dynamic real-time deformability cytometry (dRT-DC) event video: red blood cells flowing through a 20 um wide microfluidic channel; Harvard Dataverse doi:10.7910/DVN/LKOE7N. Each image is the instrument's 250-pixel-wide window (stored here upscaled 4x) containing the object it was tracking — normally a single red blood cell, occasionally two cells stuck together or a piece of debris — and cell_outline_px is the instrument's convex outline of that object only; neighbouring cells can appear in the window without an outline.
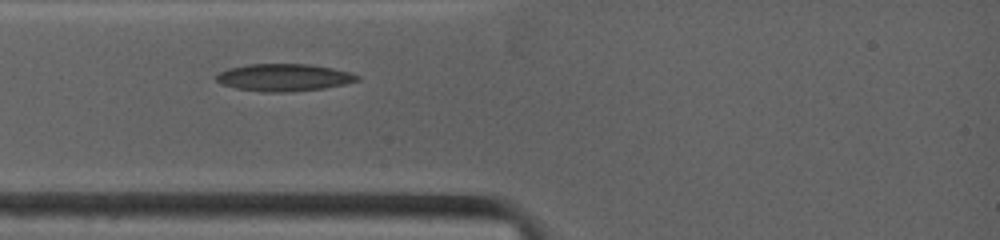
{"species": "common noctule bat (a hibernating species)", "species_latin": "Nyctalus noctula", "temperature_condition": "warm", "stored_images_in_passage": 19, "camera_frame_rate_fps": 4500, "um_per_image_px": 0.085, "animal": {"sex": "female", "body_mass_g": 19.0, "forearm_length_mm": 53.3}, "frame": {"image": 1, "passage_image": 1, "time_ms": 0.0, "image_size_px": [1000, 240], "cell_outline_px": [[360, 80], [344, 84], [324, 88], [284, 92], [264, 92], [236, 88], [220, 84], [216, 80], [216, 72], [228, 68], [248, 64], [308, 64], [332, 68], [348, 72], [360, 76]], "centroid_in_image_um": [24.08, 6.58], "position_along_channel_um": 60.9, "area_um2": 22.43}}
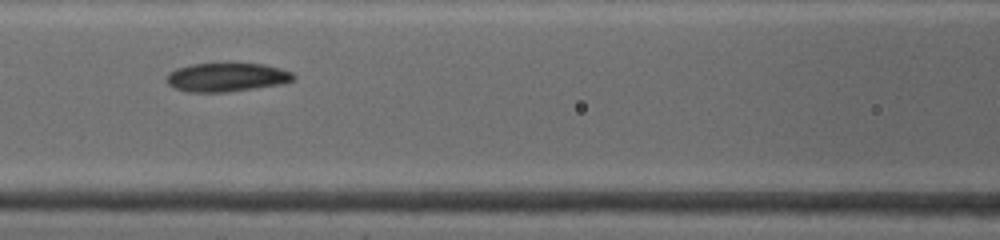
{"frame": {"image": 2, "passage_image": 9, "time_ms": 2.222, "image_size_px": [1000, 240], "cell_outline_px": [[296, 80], [284, 84], [228, 92], [188, 92], [176, 88], [168, 84], [164, 80], [168, 72], [176, 68], [192, 64], [228, 60], [264, 64], [280, 68], [292, 72], [296, 76]], "centroid_in_image_um": [19.29, 6.52], "position_along_channel_um": 147.3, "area_um2": 22.48}}
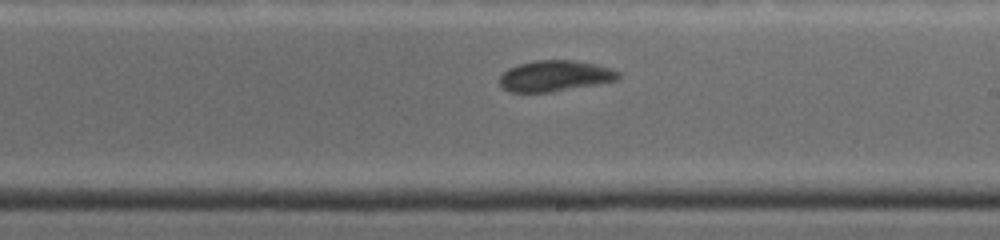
{"frame": {"image": 3, "passage_image": 19, "time_ms": 4.667, "image_size_px": [1000, 240], "cell_outline_px": [[724, 88], [708, 100], [700, 104], [688, 108], [664, 112], [612, 112], [604, 104], [608, 100], [688, 88]], "centroid_in_image_um": [56.33, 8.56], "position_along_channel_um": 232.7, "area_um2": 13.18}}